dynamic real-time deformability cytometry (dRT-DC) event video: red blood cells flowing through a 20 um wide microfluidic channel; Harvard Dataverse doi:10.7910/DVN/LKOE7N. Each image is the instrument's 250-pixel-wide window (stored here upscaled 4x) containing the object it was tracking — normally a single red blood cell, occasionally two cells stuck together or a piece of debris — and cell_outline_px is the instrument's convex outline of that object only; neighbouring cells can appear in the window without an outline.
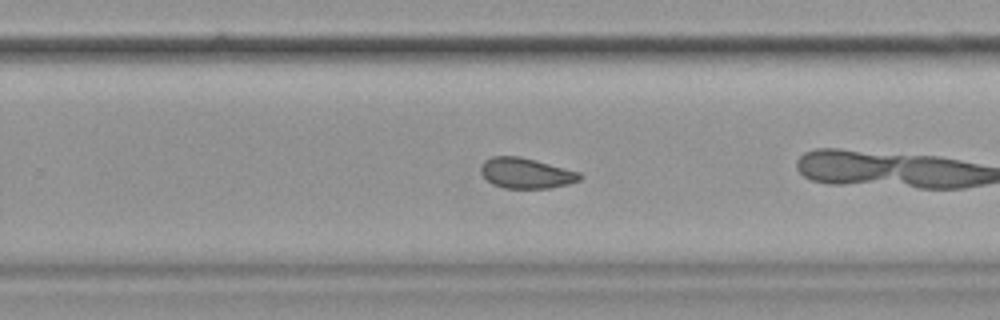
{"species": "common noctule bat (a hibernating species)", "species_latin": "Nyctalus noctula", "temperature_condition": "cold", "stored_images_in_passage": 49, "camera_frame_rate_fps": 3000, "um_per_image_px": 0.085, "animal": {"sex": "female", "body_mass_g": 19.9}, "frame": {"image": 1, "passage_image": 28, "time_ms": 9.0, "image_size_px": [1000, 320], "cell_outline_px": [[584, 176], [580, 180], [568, 184], [552, 188], [504, 188], [492, 184], [480, 172], [480, 168], [484, 160], [492, 156], [520, 156], [536, 160], [580, 172]], "centroid_in_image_um": [44.73, 14.71], "position_along_channel_um": 285.1, "area_um2": 17.69}, "authors_computed_cell_mechanics": {"area_um2": 18.496, "velocity_mm_per_s": 3.5818, "shape_relaxation_time_tau1_ms": null, "shape_relaxation_time_tau2_ms": 2.4999, "deformation_change_tau1": null, "deformation_change_tau2": 0.0607}}